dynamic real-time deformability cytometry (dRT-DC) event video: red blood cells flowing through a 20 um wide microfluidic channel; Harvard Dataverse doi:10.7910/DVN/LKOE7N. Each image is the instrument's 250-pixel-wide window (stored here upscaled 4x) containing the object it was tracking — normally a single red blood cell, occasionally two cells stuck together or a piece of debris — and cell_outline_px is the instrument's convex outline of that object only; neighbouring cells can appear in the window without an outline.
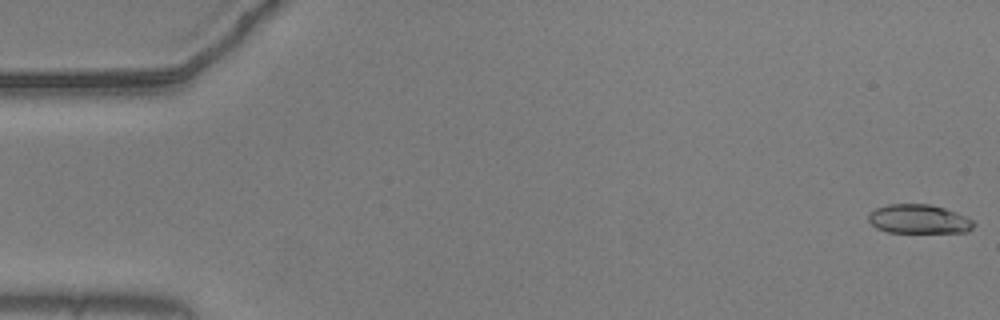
{"species": "common noctule bat (a hibernating species)", "species_latin": "Nyctalus noctula", "temperature_condition": "warm", "stored_images_in_passage": 55, "camera_frame_rate_fps": 3000, "um_per_image_px": 0.085, "animal": {"sex": "male", "body_mass_g": 20.5, "forearm_length_mm": 52.5}, "frame": {"image": 1, "passage_image": 1, "time_ms": 0.0, "image_size_px": [1000, 320], "cell_outline_px": [[976, 224], [968, 232], [888, 232], [876, 228], [868, 220], [868, 216], [876, 208], [888, 204], [932, 204], [956, 212], [972, 220]], "centroid_in_image_um": [78.11, 18.62], "position_along_channel_um": 6.9, "area_um2": 17.74}}
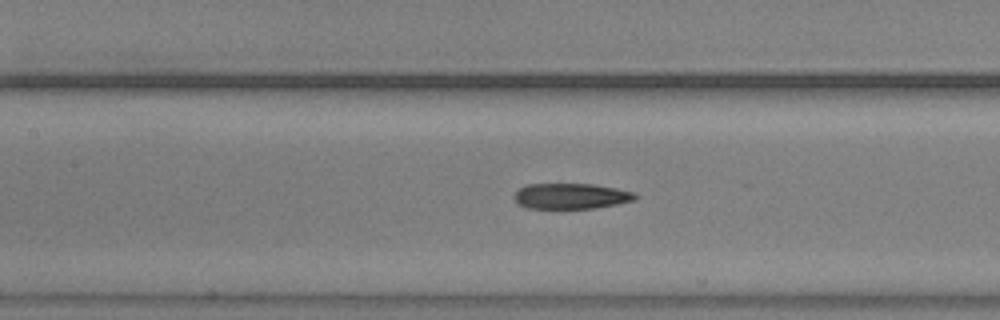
{"frame": {"image": 2, "passage_image": 25, "time_ms": 8.0, "image_size_px": [1000, 320], "cell_outline_px": [[636, 196], [632, 200], [616, 204], [592, 208], [528, 208], [516, 204], [512, 196], [520, 188], [528, 184], [592, 184], [616, 188], [636, 192]], "centroid_in_image_um": [48.48, 16.66], "position_along_channel_um": 158.9, "area_um2": 17.98}}
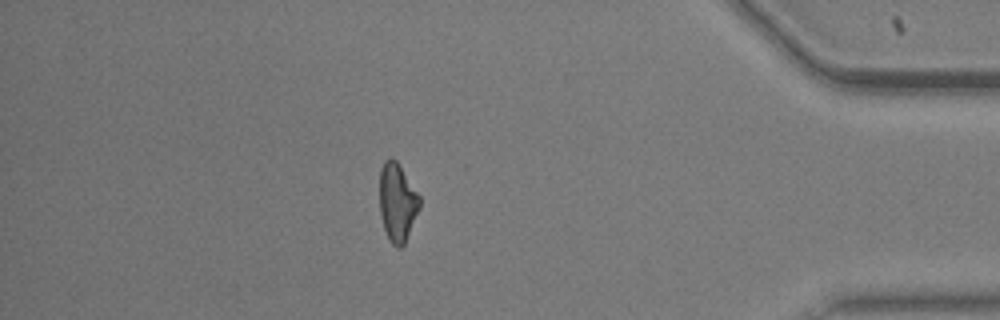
{"frame": {"image": 3, "passage_image": 48, "time_ms": 15.667, "image_size_px": [1000, 320], "cell_outline_px": [[420, 208], [404, 244], [400, 248], [396, 248], [392, 244], [384, 228], [380, 212], [380, 168], [384, 160], [388, 156], [392, 156], [396, 160], [420, 196]], "centroid_in_image_um": [33.77, 17.16], "position_along_channel_um": 401.4, "area_um2": 18.26}, "authors_computed_cell_mechanics": {"area_um2": 18.7272, "velocity_mm_per_s": 3.6998, "shape_relaxation_time_tau1_ms": 6.0275, "shape_relaxation_time_tau2_ms": 3.3106, "deformation_change_tau1": 0.1899, "deformation_change_tau2": 0.1358}}